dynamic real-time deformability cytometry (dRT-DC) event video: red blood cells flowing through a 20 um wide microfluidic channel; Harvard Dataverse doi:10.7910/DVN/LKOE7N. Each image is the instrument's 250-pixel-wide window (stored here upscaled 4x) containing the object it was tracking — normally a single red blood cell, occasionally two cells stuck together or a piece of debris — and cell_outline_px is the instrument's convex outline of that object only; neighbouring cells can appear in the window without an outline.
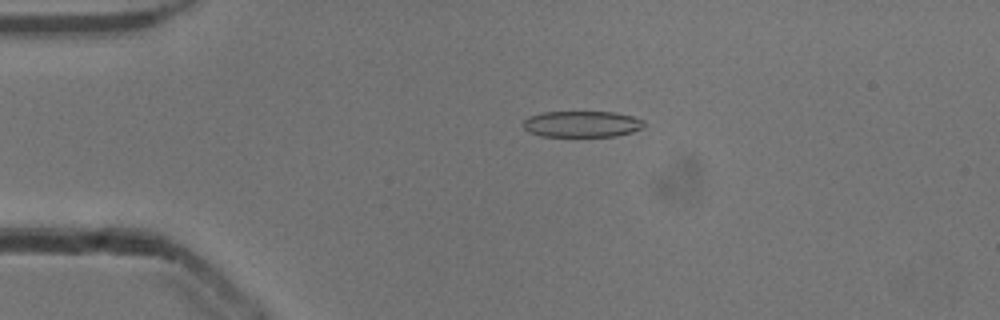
{"species": "common noctule bat (a hibernating species)", "species_latin": "Nyctalus noctula", "temperature_condition": "cold", "stored_images_in_passage": 53, "camera_frame_rate_fps": 3000, "um_per_image_px": 0.085, "animal": {"sex": "male", "body_mass_g": 13.3}, "frame": {"image": 1, "passage_image": 12, "time_ms": 3.667, "image_size_px": [1000, 320], "cell_outline_px": [[644, 124], [640, 128], [632, 132], [616, 136], [540, 136], [528, 132], [524, 128], [524, 120], [528, 116], [540, 112], [616, 112], [632, 116], [644, 120]], "centroid_in_image_um": [49.43, 10.54], "position_along_channel_um": 35.6, "area_um2": 18.5}}
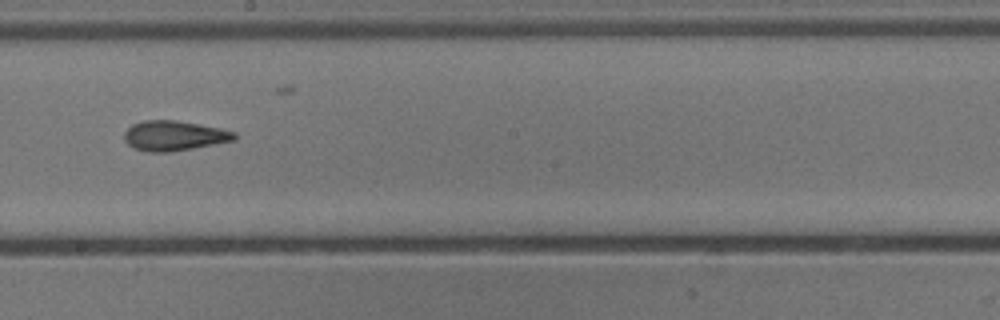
{"frame": {"image": 2, "passage_image": 30, "time_ms": 9.667, "image_size_px": [1000, 320], "cell_outline_px": [[236, 140], [192, 148], [168, 152], [148, 152], [136, 148], [128, 144], [124, 140], [124, 132], [132, 124], [144, 120], [176, 120], [220, 128], [236, 132]], "centroid_in_image_um": [14.79, 11.53], "position_along_channel_um": 233.4, "area_um2": 19.13}}
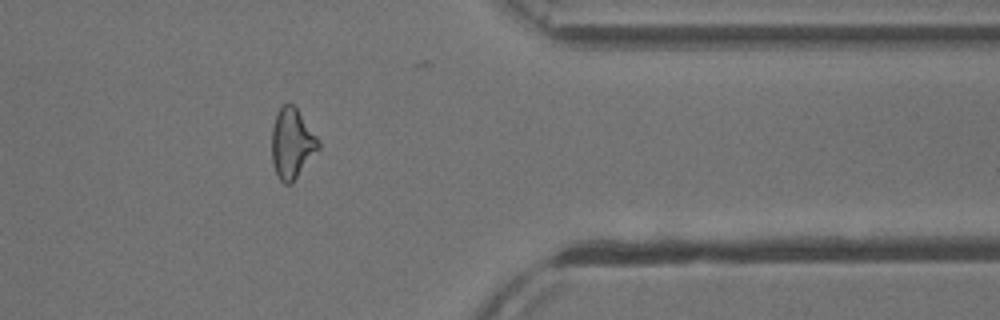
{"frame": {"image": 3, "passage_image": 43, "time_ms": 14.0, "image_size_px": [1000, 320], "cell_outline_px": [[320, 148], [292, 184], [284, 184], [280, 180], [272, 164], [272, 128], [276, 112], [288, 100], [296, 108], [316, 136], [320, 144]], "centroid_in_image_um": [24.8, 12.2], "position_along_channel_um": 386.6, "area_um2": 19.07}, "authors_computed_cell_mechanics": {"area_um2": 19.1896, "velocity_mm_per_s": 3.9226, "shape_relaxation_time_tau1_ms": null, "shape_relaxation_time_tau2_ms": 2.6358, "deformation_change_tau1": null, "deformation_change_tau2": 0.1178}}